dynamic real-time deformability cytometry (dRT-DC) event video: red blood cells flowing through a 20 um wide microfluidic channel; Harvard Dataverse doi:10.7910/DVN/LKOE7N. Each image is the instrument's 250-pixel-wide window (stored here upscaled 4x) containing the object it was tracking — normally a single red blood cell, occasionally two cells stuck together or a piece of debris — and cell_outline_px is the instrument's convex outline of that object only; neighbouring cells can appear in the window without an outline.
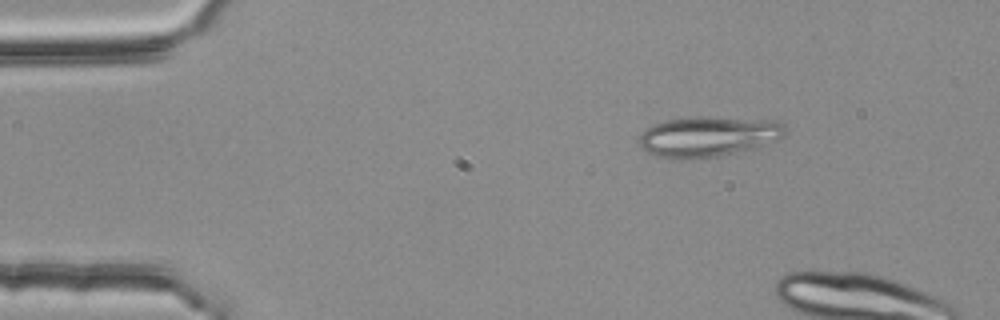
{"species": "common noctule bat (a hibernating species)", "species_latin": "Nyctalus noctula", "temperature_condition": "room temperature", "stored_images_in_passage": 2, "camera_frame_rate_fps": 3000, "um_per_image_px": 0.085, "animal": {"sex": "female", "body_mass_g": 25.1}, "frame": {"image": 1, "passage_image": 1, "time_ms": 0.0, "image_size_px": [1000, 320], "cell_outline_px": [[784, 136], [756, 148], [720, 156], [688, 160], [672, 160], [652, 156], [640, 144], [640, 136], [648, 128], [656, 124], [668, 120], [696, 116], [704, 116], [780, 120], [784, 124]], "centroid_in_image_um": [60.22, 11.62], "position_along_channel_um": 24.8, "area_um2": 34.74}}